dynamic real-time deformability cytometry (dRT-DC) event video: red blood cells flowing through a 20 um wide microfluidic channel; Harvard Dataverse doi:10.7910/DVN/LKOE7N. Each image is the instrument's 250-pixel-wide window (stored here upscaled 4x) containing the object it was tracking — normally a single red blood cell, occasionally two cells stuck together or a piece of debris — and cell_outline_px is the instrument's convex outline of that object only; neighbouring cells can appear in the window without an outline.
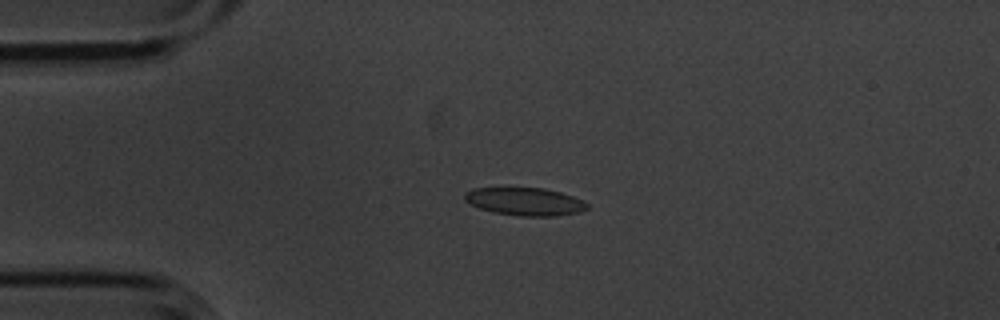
{"species": "common noctule bat (a hibernating species)", "species_latin": "Nyctalus noctula", "temperature_condition": "cold", "stored_images_in_passage": 3, "camera_frame_rate_fps": 3000, "um_per_image_px": 0.085, "animal": {"sex": "male", "body_mass_g": 20.1, "forearm_length_mm": 53.5}, "frame": {"image": 1, "passage_image": 2, "time_ms": 0.333, "image_size_px": [1000, 320], "cell_outline_px": [[588, 208], [580, 212], [556, 216], [520, 216], [492, 212], [480, 208], [464, 200], [464, 192], [472, 188], [544, 188], [560, 192], [572, 196], [588, 204]], "centroid_in_image_um": [44.6, 17.13], "position_along_channel_um": 40.4, "area_um2": 19.83}}